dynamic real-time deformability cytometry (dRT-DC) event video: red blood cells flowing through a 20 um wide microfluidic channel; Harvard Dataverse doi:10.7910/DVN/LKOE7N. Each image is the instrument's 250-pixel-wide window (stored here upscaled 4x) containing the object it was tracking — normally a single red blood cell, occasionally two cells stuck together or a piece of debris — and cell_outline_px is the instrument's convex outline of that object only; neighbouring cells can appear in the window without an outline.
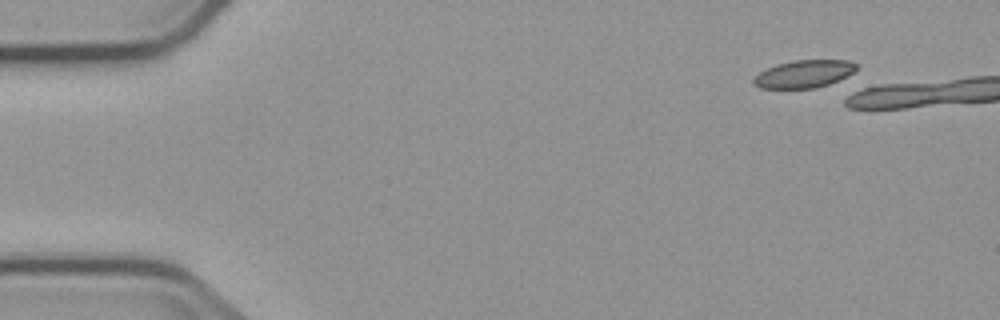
{"species": "common noctule bat (a hibernating species)", "species_latin": "Nyctalus noctula", "temperature_condition": "cold", "stored_images_in_passage": 4, "camera_frame_rate_fps": 3000, "um_per_image_px": 0.085, "animal": {"sex": "male", "body_mass_g": 23.1, "forearm_length_mm": 52.7}, "frame": {"image": 1, "passage_image": 1, "time_ms": 0.0, "image_size_px": [1000, 320], "cell_outline_px": [[856, 68], [852, 72], [828, 84], [816, 88], [760, 88], [752, 84], [752, 80], [760, 72], [776, 64], [796, 60], [848, 60], [856, 64]], "centroid_in_image_um": [68.28, 6.28], "position_along_channel_um": 16.7, "area_um2": 16.24}}